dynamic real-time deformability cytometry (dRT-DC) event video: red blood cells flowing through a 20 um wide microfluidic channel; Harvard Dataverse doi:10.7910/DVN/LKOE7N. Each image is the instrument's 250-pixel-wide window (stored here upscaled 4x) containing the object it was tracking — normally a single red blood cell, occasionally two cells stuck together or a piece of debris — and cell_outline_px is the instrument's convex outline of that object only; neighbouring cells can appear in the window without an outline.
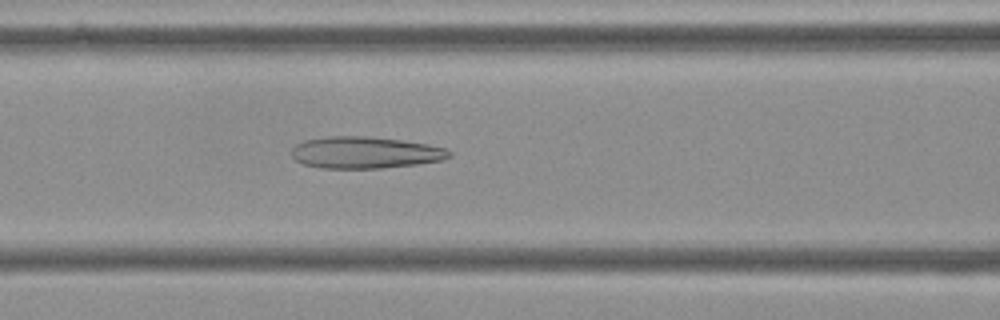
{"species": "Egyptian fruit bat (a non-hibernating species)", "species_latin": "Rousettus aegyptiacus", "temperature_condition": "cold", "stored_images_in_passage": 55, "camera_frame_rate_fps": 3000, "um_per_image_px": 0.085, "frame": {"image": 1, "passage_image": 23, "time_ms": 7.333, "image_size_px": [1000, 320], "cell_outline_px": [[452, 156], [440, 160], [416, 164], [384, 168], [320, 168], [304, 164], [296, 160], [292, 156], [292, 148], [296, 144], [304, 140], [324, 136], [368, 136], [404, 140], [428, 144], [444, 148], [452, 152]], "centroid_in_image_um": [31.02, 12.96], "position_along_channel_um": 135.6, "area_um2": 29.3}}
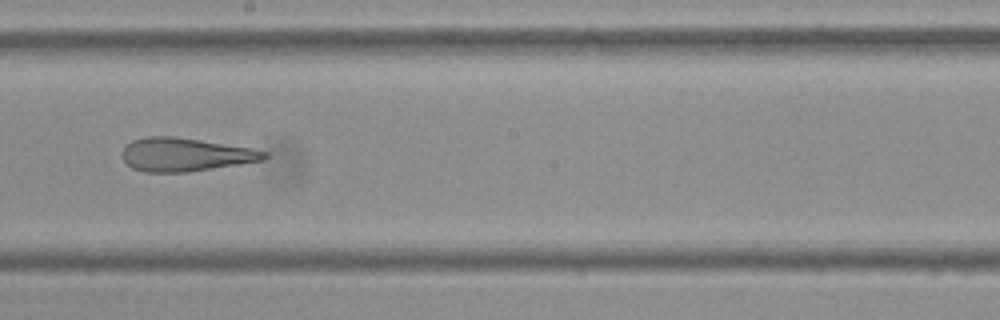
{"frame": {"image": 2, "passage_image": 31, "time_ms": 10.0, "image_size_px": [1000, 320], "cell_outline_px": [[268, 156], [264, 160], [240, 164], [188, 172], [144, 172], [132, 168], [124, 160], [124, 148], [132, 140], [148, 136], [176, 136], [252, 148], [268, 152]], "centroid_in_image_um": [15.78, 13.14], "position_along_channel_um": 232.4, "area_um2": 27.57}}
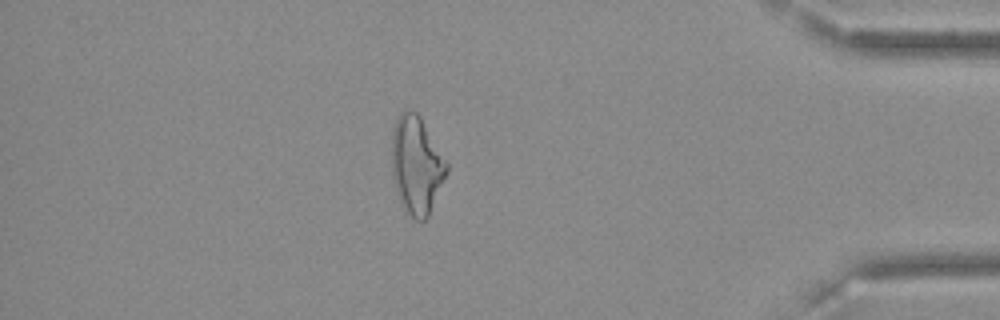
{"frame": {"image": 3, "passage_image": 48, "time_ms": 15.667, "image_size_px": [1000, 320], "cell_outline_px": [[448, 172], [428, 216], [424, 220], [416, 220], [408, 212], [396, 192], [392, 172], [392, 132], [396, 116], [404, 108], [416, 112], [420, 116], [448, 164]], "centroid_in_image_um": [35.39, 13.98], "position_along_channel_um": 399.8, "area_um2": 31.1}}